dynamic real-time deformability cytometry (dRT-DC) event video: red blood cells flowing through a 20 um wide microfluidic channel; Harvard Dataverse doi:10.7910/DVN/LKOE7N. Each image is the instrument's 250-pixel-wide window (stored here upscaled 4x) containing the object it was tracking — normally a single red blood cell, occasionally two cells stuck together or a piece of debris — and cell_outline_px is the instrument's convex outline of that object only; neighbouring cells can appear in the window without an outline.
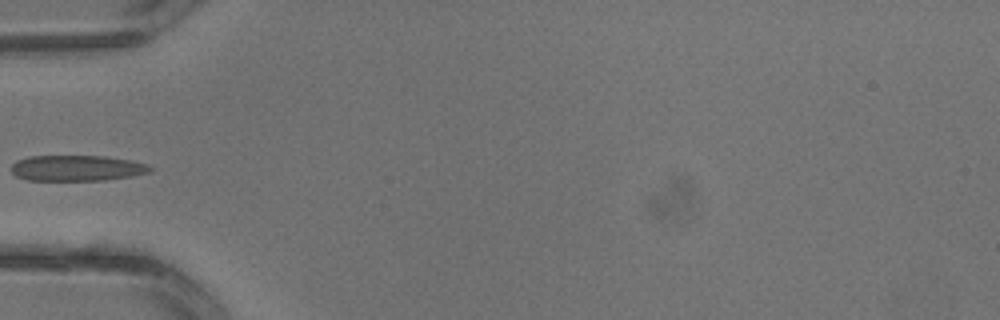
{"species": "common noctule bat (a hibernating species)", "species_latin": "Nyctalus noctula", "temperature_condition": "warm", "stored_images_in_passage": 3, "camera_frame_rate_fps": 3000, "um_per_image_px": 0.085, "animal": {"sex": "male", "body_mass_g": 13.3}, "frame": {"image": 1, "passage_image": 3, "time_ms": 0.667, "image_size_px": [1000, 320], "cell_outline_px": [[152, 168], [148, 172], [132, 176], [104, 180], [28, 180], [16, 176], [12, 172], [12, 164], [16, 160], [28, 156], [104, 156], [132, 160], [148, 164]], "centroid_in_image_um": [6.53, 14.28], "position_along_channel_um": 78.5, "area_um2": 20.81}}